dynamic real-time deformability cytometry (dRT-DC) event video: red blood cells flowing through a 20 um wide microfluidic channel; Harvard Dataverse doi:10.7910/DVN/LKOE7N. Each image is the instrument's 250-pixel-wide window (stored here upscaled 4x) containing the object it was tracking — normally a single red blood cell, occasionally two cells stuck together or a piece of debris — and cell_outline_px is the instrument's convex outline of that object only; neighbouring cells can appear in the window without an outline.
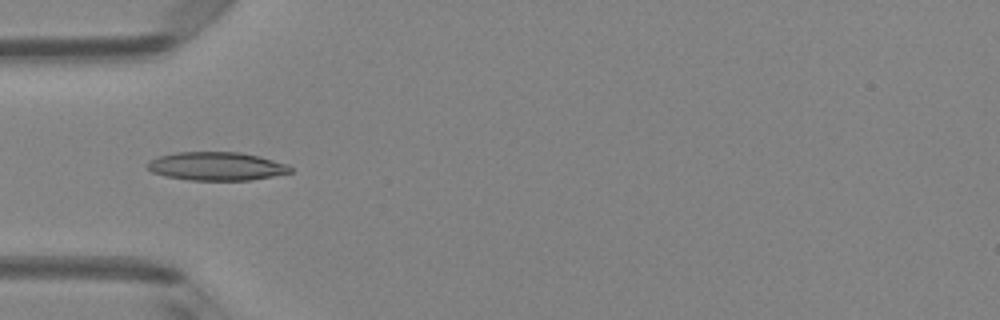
{"species": "Egyptian fruit bat (a non-hibernating species)", "species_latin": "Rousettus aegyptiacus", "temperature_condition": "room temperature", "stored_images_in_passage": 34, "camera_frame_rate_fps": 3000, "um_per_image_px": 0.085, "animal": {"sex": "female"}, "frame": {"image": 1, "passage_image": 1, "time_ms": 0.0, "image_size_px": [1000, 320], "cell_outline_px": [[292, 172], [272, 176], [248, 180], [188, 180], [164, 176], [152, 172], [148, 168], [148, 160], [156, 156], [176, 152], [240, 152], [260, 156], [288, 164], [292, 168]], "centroid_in_image_um": [18.38, 14.12], "position_along_channel_um": 66.6, "area_um2": 23.81}}
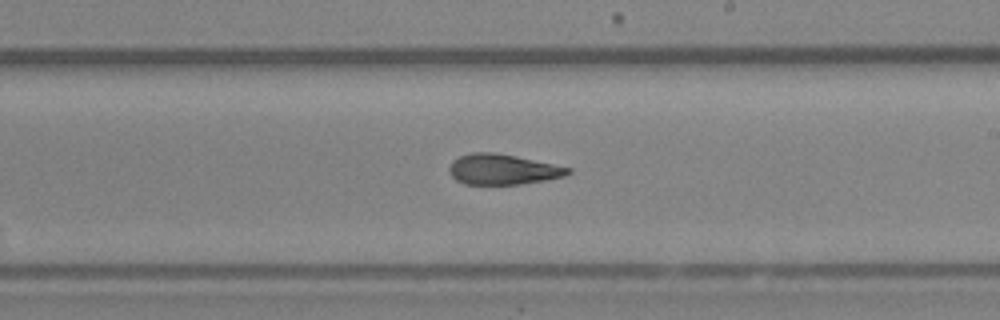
{"frame": {"image": 2, "passage_image": 14, "time_ms": 4.333, "image_size_px": [1000, 320], "cell_outline_px": [[572, 172], [564, 176], [544, 180], [520, 184], [464, 184], [456, 180], [452, 176], [448, 168], [452, 160], [460, 156], [472, 152], [492, 152], [516, 156], [572, 168]], "centroid_in_image_um": [42.71, 14.39], "position_along_channel_um": 246.3, "area_um2": 20.98}}
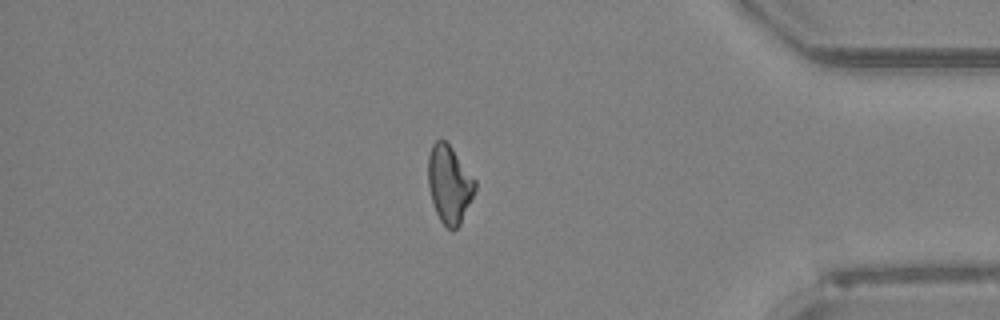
{"frame": {"image": 3, "passage_image": 27, "time_ms": 8.667, "image_size_px": [1000, 320], "cell_outline_px": [[476, 188], [460, 224], [452, 232], [440, 220], [436, 212], [432, 200], [428, 184], [428, 156], [432, 144], [436, 140], [444, 140], [452, 148], [476, 180]], "centroid_in_image_um": [38.19, 15.66], "position_along_channel_um": 397.0, "area_um2": 21.04}, "authors_computed_cell_mechanics": {"area_um2": 21.6461, "velocity_mm_per_s": 4.169, "shape_relaxation_time_tau1_ms": 8.2169, "shape_relaxation_time_tau2_ms": 2.2454, "deformation_change_tau1": 0.1941, "deformation_change_tau2": 0.0961}}